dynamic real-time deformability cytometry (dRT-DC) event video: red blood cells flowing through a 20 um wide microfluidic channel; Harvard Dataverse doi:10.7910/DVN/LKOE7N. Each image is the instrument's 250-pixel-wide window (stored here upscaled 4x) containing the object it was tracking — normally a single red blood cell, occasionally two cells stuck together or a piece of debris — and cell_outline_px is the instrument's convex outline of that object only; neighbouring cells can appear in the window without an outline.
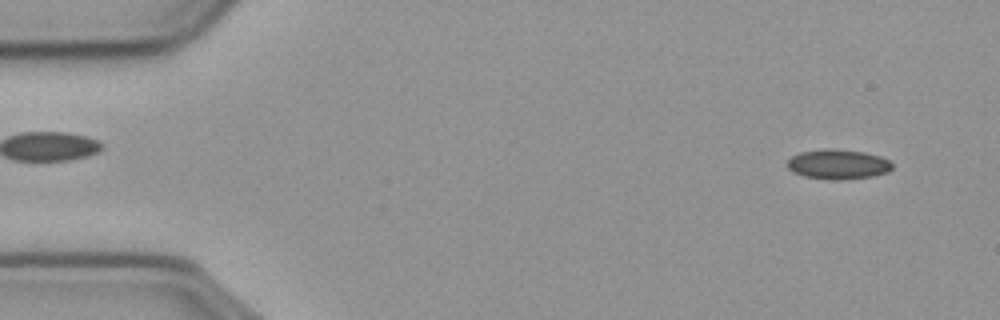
{"species": "common noctule bat (a hibernating species)", "species_latin": "Nyctalus noctula", "temperature_condition": "cold", "stored_images_in_passage": 56, "camera_frame_rate_fps": 3000, "um_per_image_px": 0.085, "animal": {"sex": "male", "body_mass_g": 23.1, "forearm_length_mm": 52.7}, "frame": {"image": 1, "passage_image": 4, "time_ms": 1.0, "image_size_px": [1000, 320], "cell_outline_px": [[892, 168], [888, 172], [872, 176], [840, 180], [832, 180], [804, 176], [792, 172], [784, 164], [792, 156], [800, 152], [820, 148], [832, 148], [864, 152], [880, 156], [888, 160], [892, 164]], "centroid_in_image_um": [71.18, 13.95], "position_along_channel_um": 13.8, "area_um2": 18.44}}
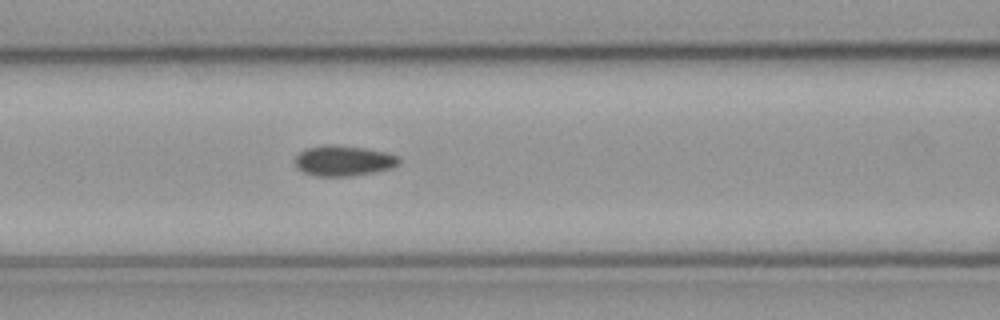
{"frame": {"image": 2, "passage_image": 23, "time_ms": 7.333, "image_size_px": [1000, 320], "cell_outline_px": [[400, 160], [392, 168], [352, 176], [316, 176], [304, 172], [296, 168], [296, 156], [300, 152], [308, 148], [328, 144], [332, 144], [364, 148], [388, 152], [400, 156]], "centroid_in_image_um": [29.21, 13.66], "position_along_channel_um": 137.4, "area_um2": 18.38}}
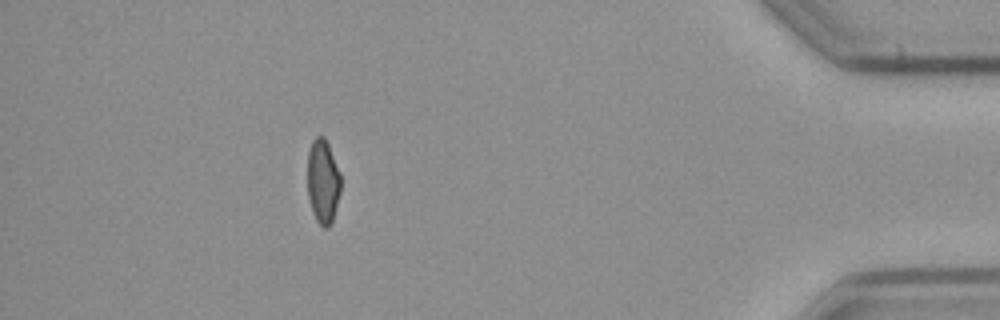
{"frame": {"image": 3, "passage_image": 50, "time_ms": 16.333, "image_size_px": [1000, 320], "cell_outline_px": [[340, 192], [332, 224], [328, 228], [324, 228], [316, 220], [312, 212], [308, 196], [308, 152], [312, 140], [316, 136], [324, 136], [328, 144], [340, 172]], "centroid_in_image_um": [27.45, 15.44], "position_along_channel_um": 407.8, "area_um2": 16.42}, "authors_computed_cell_mechanics": {"area_um2": 17.9758, "velocity_mm_per_s": 3.6559, "shape_relaxation_time_tau1_ms": null, "shape_relaxation_time_tau2_ms": 5.6893, "deformation_change_tau1": null, "deformation_change_tau2": 0.0899}}